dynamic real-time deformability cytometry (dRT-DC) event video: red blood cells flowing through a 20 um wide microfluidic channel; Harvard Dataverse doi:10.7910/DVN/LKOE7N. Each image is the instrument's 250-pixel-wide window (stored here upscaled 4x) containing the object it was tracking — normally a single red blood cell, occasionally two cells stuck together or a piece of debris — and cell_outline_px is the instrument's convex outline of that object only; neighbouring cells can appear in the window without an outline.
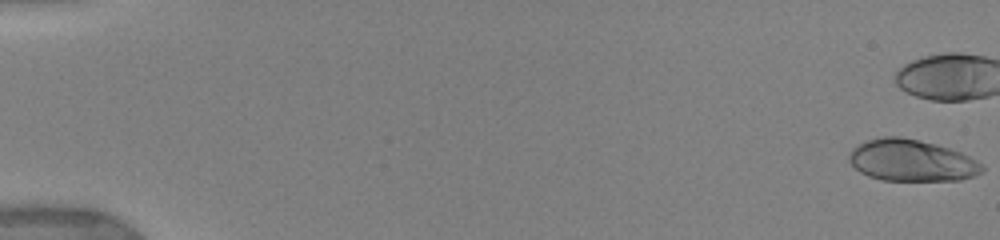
{"species": "human", "species_latin": "Homo sapiens", "temperature_condition": "warm", "stored_images_in_passage": 14, "camera_frame_rate_fps": 3000, "um_per_image_px": 0.085, "donor": {"sex": "female"}, "frame": {"image": 1, "passage_image": 1, "time_ms": 0.0, "image_size_px": [1000, 240], "cell_outline_px": [[984, 168], [976, 176], [960, 180], [880, 180], [868, 176], [860, 172], [848, 160], [848, 156], [852, 148], [868, 140], [884, 136], [900, 136], [936, 144], [960, 152], [976, 160]], "centroid_in_image_um": [77.46, 13.64], "position_along_channel_um": 7.5, "area_um2": 32.14}}